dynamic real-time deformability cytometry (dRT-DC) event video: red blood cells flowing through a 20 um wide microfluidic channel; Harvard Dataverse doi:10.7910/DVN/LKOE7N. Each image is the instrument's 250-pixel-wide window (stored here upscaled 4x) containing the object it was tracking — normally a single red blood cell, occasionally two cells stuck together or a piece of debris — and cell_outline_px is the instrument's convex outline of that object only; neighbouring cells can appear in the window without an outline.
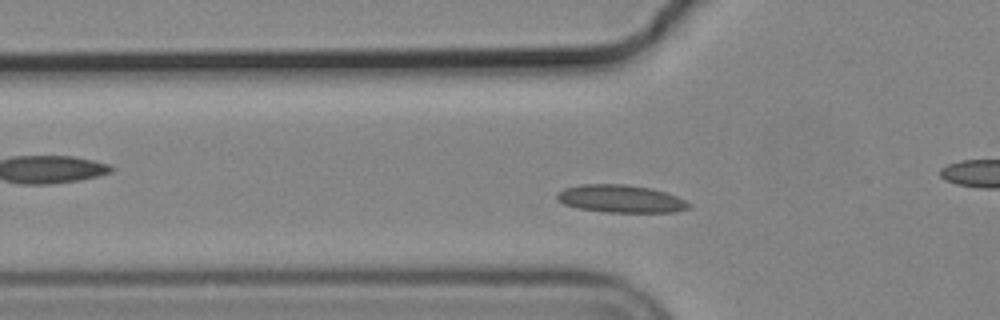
{"species": "common noctule bat (a hibernating species)", "species_latin": "Nyctalus noctula", "temperature_condition": "cold", "stored_images_in_passage": 27, "camera_frame_rate_fps": 3000, "um_per_image_px": 0.085, "animal": {"sex": "male", "body_mass_g": 19.2, "forearm_length_mm": 51.8}, "frame": {"image": 1, "passage_image": 9, "time_ms": 2.667, "image_size_px": [1000, 320], "cell_outline_px": [[692, 204], [688, 208], [676, 212], [604, 212], [576, 208], [564, 204], [556, 200], [556, 192], [564, 188], [580, 184], [628, 184], [648, 188], [664, 192], [676, 196]], "centroid_in_image_um": [52.7, 16.9], "position_along_channel_um": 73.1, "area_um2": 21.39}}
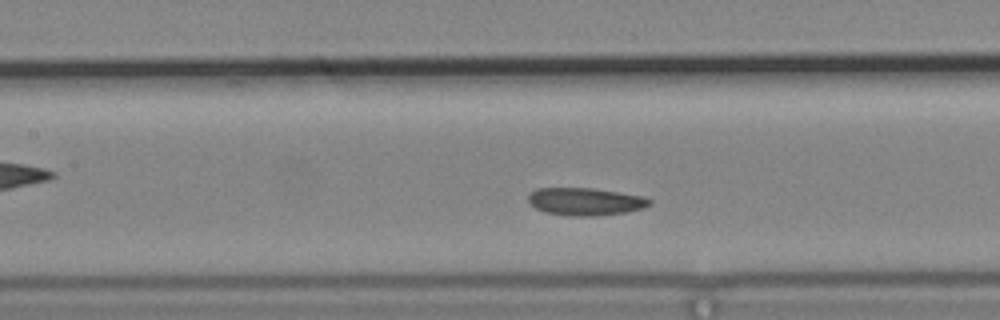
{"frame": {"image": 2, "passage_image": 16, "time_ms": 5.0, "image_size_px": [1000, 320], "cell_outline_px": [[652, 204], [644, 208], [628, 212], [596, 216], [568, 216], [544, 212], [536, 208], [528, 200], [528, 196], [536, 188], [592, 188], [640, 196], [652, 200]], "centroid_in_image_um": [49.76, 17.14], "position_along_channel_um": 157.6, "area_um2": 19.48}}
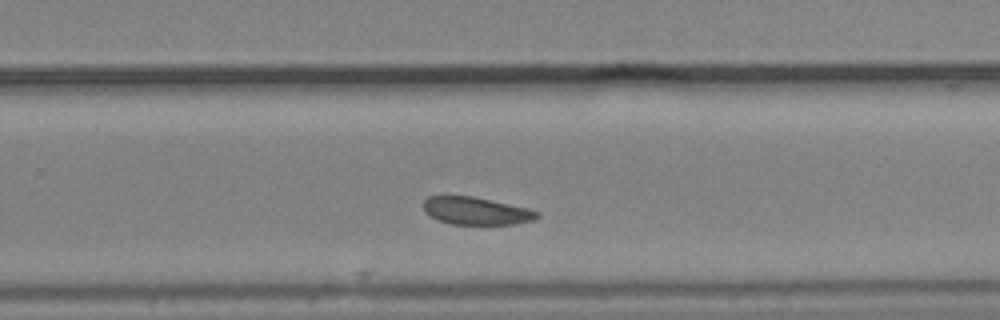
{"frame": {"image": 3, "passage_image": 27, "time_ms": 8.667, "image_size_px": [1000, 320], "cell_outline_px": [[540, 216], [536, 220], [512, 224], [448, 224], [436, 220], [424, 212], [424, 200], [428, 196], [472, 196], [528, 208], [540, 212]], "centroid_in_image_um": [40.47, 17.93], "position_along_channel_um": 289.3, "area_um2": 18.38}}